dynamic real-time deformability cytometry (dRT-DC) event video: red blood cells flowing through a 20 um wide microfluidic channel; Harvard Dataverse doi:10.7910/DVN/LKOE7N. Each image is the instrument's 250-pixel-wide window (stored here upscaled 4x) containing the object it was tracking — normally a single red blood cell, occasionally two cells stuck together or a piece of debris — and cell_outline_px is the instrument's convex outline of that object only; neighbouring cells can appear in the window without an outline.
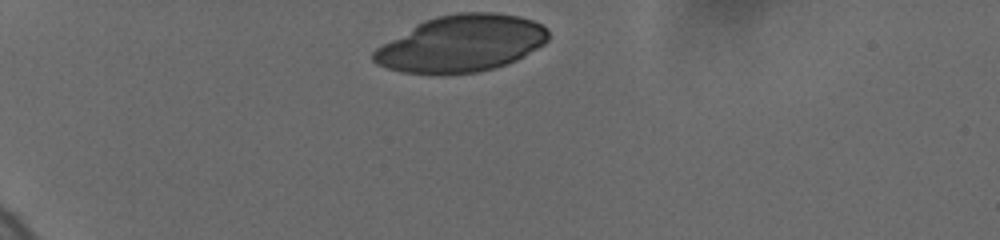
{"species": "human", "species_latin": "Homo sapiens", "temperature_condition": "cold", "stored_images_in_passage": 36, "camera_frame_rate_fps": 3000, "um_per_image_px": 0.085, "donor": {"sex": "female"}, "frame": {"image": 1, "passage_image": 1, "time_ms": 0.0, "image_size_px": [1000, 240], "cell_outline_px": [[548, 40], [544, 44], [524, 56], [516, 60], [492, 68], [476, 72], [404, 72], [388, 68], [376, 64], [372, 60], [372, 52], [376, 48], [416, 24], [424, 20], [436, 16], [456, 12], [496, 12], [520, 16], [532, 20], [548, 28]], "centroid_in_image_um": [39.23, 3.66], "position_along_channel_um": 45.8, "area_um2": 57.11}}